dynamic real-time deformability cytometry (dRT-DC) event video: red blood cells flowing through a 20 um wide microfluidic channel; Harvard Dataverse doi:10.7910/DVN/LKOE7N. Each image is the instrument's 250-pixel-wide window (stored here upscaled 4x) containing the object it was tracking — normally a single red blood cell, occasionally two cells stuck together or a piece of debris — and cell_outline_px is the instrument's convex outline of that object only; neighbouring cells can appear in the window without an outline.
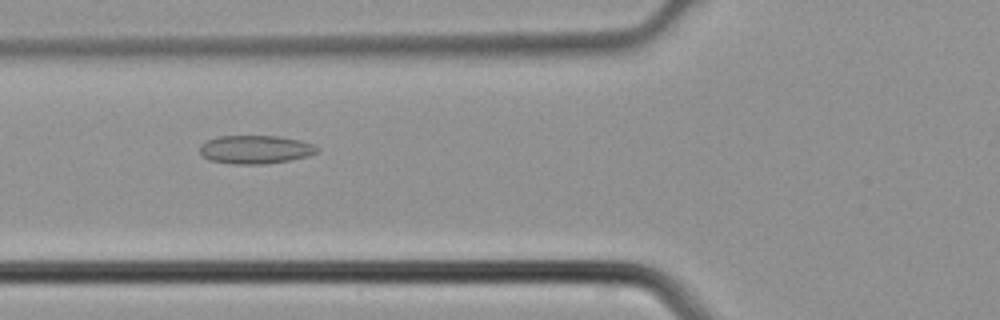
{"species": "common noctule bat (a hibernating species)", "species_latin": "Nyctalus noctula", "temperature_condition": "cold", "stored_images_in_passage": 6, "camera_frame_rate_fps": 3000, "um_per_image_px": 0.085, "animal": {"sex": "male", "body_mass_g": 21.5, "forearm_length_mm": 52.0}, "frame": {"image": 1, "passage_image": 5, "time_ms": 1.333, "image_size_px": [1000, 320], "cell_outline_px": [[320, 148], [316, 152], [308, 156], [288, 160], [264, 164], [232, 164], [208, 160], [200, 152], [200, 144], [216, 136], [280, 136], [300, 140], [312, 144]], "centroid_in_image_um": [21.69, 12.7], "position_along_channel_um": 104.1, "area_um2": 19.42}}
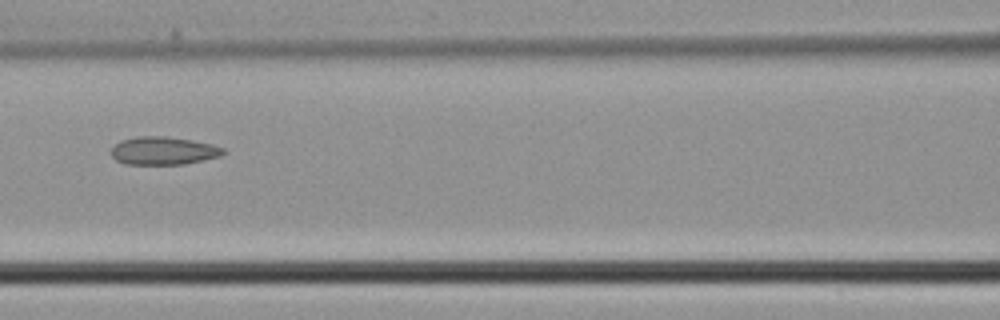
{"frame": {"image": 2, "passage_image": 6, "time_ms": 1.667, "image_size_px": [1000, 320], "cell_outline_px": [[228, 152], [220, 156], [204, 160], [184, 164], [124, 164], [116, 160], [108, 152], [120, 140], [136, 136], [164, 136], [192, 140], [212, 144], [224, 148]], "centroid_in_image_um": [13.88, 12.81], "position_along_channel_um": 152.7, "area_um2": 18.5}}